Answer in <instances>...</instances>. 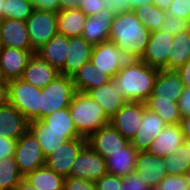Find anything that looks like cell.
<instances>
[{
    "mask_svg": "<svg viewBox=\"0 0 190 190\" xmlns=\"http://www.w3.org/2000/svg\"><path fill=\"white\" fill-rule=\"evenodd\" d=\"M158 70L139 60L120 69L110 81L127 102L145 103L152 94Z\"/></svg>",
    "mask_w": 190,
    "mask_h": 190,
    "instance_id": "obj_1",
    "label": "cell"
},
{
    "mask_svg": "<svg viewBox=\"0 0 190 190\" xmlns=\"http://www.w3.org/2000/svg\"><path fill=\"white\" fill-rule=\"evenodd\" d=\"M150 31L137 19L133 11L115 14L109 35L119 50L128 52L141 60L146 50Z\"/></svg>",
    "mask_w": 190,
    "mask_h": 190,
    "instance_id": "obj_2",
    "label": "cell"
},
{
    "mask_svg": "<svg viewBox=\"0 0 190 190\" xmlns=\"http://www.w3.org/2000/svg\"><path fill=\"white\" fill-rule=\"evenodd\" d=\"M69 112L77 132L85 139L109 123L103 108L86 93L74 95Z\"/></svg>",
    "mask_w": 190,
    "mask_h": 190,
    "instance_id": "obj_3",
    "label": "cell"
},
{
    "mask_svg": "<svg viewBox=\"0 0 190 190\" xmlns=\"http://www.w3.org/2000/svg\"><path fill=\"white\" fill-rule=\"evenodd\" d=\"M77 93L70 76L58 75L41 89L40 120L55 111L68 108Z\"/></svg>",
    "mask_w": 190,
    "mask_h": 190,
    "instance_id": "obj_4",
    "label": "cell"
},
{
    "mask_svg": "<svg viewBox=\"0 0 190 190\" xmlns=\"http://www.w3.org/2000/svg\"><path fill=\"white\" fill-rule=\"evenodd\" d=\"M90 61L101 72L115 77L122 68L133 66L139 59L131 53L119 50L112 41L102 42L92 48Z\"/></svg>",
    "mask_w": 190,
    "mask_h": 190,
    "instance_id": "obj_5",
    "label": "cell"
},
{
    "mask_svg": "<svg viewBox=\"0 0 190 190\" xmlns=\"http://www.w3.org/2000/svg\"><path fill=\"white\" fill-rule=\"evenodd\" d=\"M41 88L23 79L9 81V104L23 114L29 122L40 120Z\"/></svg>",
    "mask_w": 190,
    "mask_h": 190,
    "instance_id": "obj_6",
    "label": "cell"
},
{
    "mask_svg": "<svg viewBox=\"0 0 190 190\" xmlns=\"http://www.w3.org/2000/svg\"><path fill=\"white\" fill-rule=\"evenodd\" d=\"M14 158L23 178L37 168L44 166L45 156L37 138L30 130L16 141Z\"/></svg>",
    "mask_w": 190,
    "mask_h": 190,
    "instance_id": "obj_7",
    "label": "cell"
},
{
    "mask_svg": "<svg viewBox=\"0 0 190 190\" xmlns=\"http://www.w3.org/2000/svg\"><path fill=\"white\" fill-rule=\"evenodd\" d=\"M25 23L35 52L58 33L57 12L54 11L34 9Z\"/></svg>",
    "mask_w": 190,
    "mask_h": 190,
    "instance_id": "obj_8",
    "label": "cell"
},
{
    "mask_svg": "<svg viewBox=\"0 0 190 190\" xmlns=\"http://www.w3.org/2000/svg\"><path fill=\"white\" fill-rule=\"evenodd\" d=\"M107 174L105 159L87 144L76 157L69 176L96 182Z\"/></svg>",
    "mask_w": 190,
    "mask_h": 190,
    "instance_id": "obj_9",
    "label": "cell"
},
{
    "mask_svg": "<svg viewBox=\"0 0 190 190\" xmlns=\"http://www.w3.org/2000/svg\"><path fill=\"white\" fill-rule=\"evenodd\" d=\"M86 145L87 139L85 138L68 140L52 154L45 157L44 165L58 175L67 178L76 157Z\"/></svg>",
    "mask_w": 190,
    "mask_h": 190,
    "instance_id": "obj_10",
    "label": "cell"
},
{
    "mask_svg": "<svg viewBox=\"0 0 190 190\" xmlns=\"http://www.w3.org/2000/svg\"><path fill=\"white\" fill-rule=\"evenodd\" d=\"M146 108V103L126 102L109 120V123L126 140L131 142L142 123L143 113Z\"/></svg>",
    "mask_w": 190,
    "mask_h": 190,
    "instance_id": "obj_11",
    "label": "cell"
},
{
    "mask_svg": "<svg viewBox=\"0 0 190 190\" xmlns=\"http://www.w3.org/2000/svg\"><path fill=\"white\" fill-rule=\"evenodd\" d=\"M173 39L174 36L168 32H151L141 61L159 70L168 71V56Z\"/></svg>",
    "mask_w": 190,
    "mask_h": 190,
    "instance_id": "obj_12",
    "label": "cell"
},
{
    "mask_svg": "<svg viewBox=\"0 0 190 190\" xmlns=\"http://www.w3.org/2000/svg\"><path fill=\"white\" fill-rule=\"evenodd\" d=\"M129 143L110 123L98 129L87 139V144L104 159L109 154L122 151Z\"/></svg>",
    "mask_w": 190,
    "mask_h": 190,
    "instance_id": "obj_13",
    "label": "cell"
},
{
    "mask_svg": "<svg viewBox=\"0 0 190 190\" xmlns=\"http://www.w3.org/2000/svg\"><path fill=\"white\" fill-rule=\"evenodd\" d=\"M0 47L34 51L25 21L16 19L0 20Z\"/></svg>",
    "mask_w": 190,
    "mask_h": 190,
    "instance_id": "obj_14",
    "label": "cell"
},
{
    "mask_svg": "<svg viewBox=\"0 0 190 190\" xmlns=\"http://www.w3.org/2000/svg\"><path fill=\"white\" fill-rule=\"evenodd\" d=\"M114 17L110 9H104L95 16H87L81 36L92 46L109 41Z\"/></svg>",
    "mask_w": 190,
    "mask_h": 190,
    "instance_id": "obj_15",
    "label": "cell"
},
{
    "mask_svg": "<svg viewBox=\"0 0 190 190\" xmlns=\"http://www.w3.org/2000/svg\"><path fill=\"white\" fill-rule=\"evenodd\" d=\"M35 51L0 47V70L4 80L11 81L22 77L28 61Z\"/></svg>",
    "mask_w": 190,
    "mask_h": 190,
    "instance_id": "obj_16",
    "label": "cell"
},
{
    "mask_svg": "<svg viewBox=\"0 0 190 190\" xmlns=\"http://www.w3.org/2000/svg\"><path fill=\"white\" fill-rule=\"evenodd\" d=\"M135 171L152 190H155L159 182L167 175L164 157L155 156L148 151L138 153Z\"/></svg>",
    "mask_w": 190,
    "mask_h": 190,
    "instance_id": "obj_17",
    "label": "cell"
},
{
    "mask_svg": "<svg viewBox=\"0 0 190 190\" xmlns=\"http://www.w3.org/2000/svg\"><path fill=\"white\" fill-rule=\"evenodd\" d=\"M184 88L176 71L158 70L152 94L148 99L178 102Z\"/></svg>",
    "mask_w": 190,
    "mask_h": 190,
    "instance_id": "obj_18",
    "label": "cell"
},
{
    "mask_svg": "<svg viewBox=\"0 0 190 190\" xmlns=\"http://www.w3.org/2000/svg\"><path fill=\"white\" fill-rule=\"evenodd\" d=\"M167 124L155 112L150 111L148 108L144 110L142 123L135 135L131 140V145L138 151H148L151 142L159 135Z\"/></svg>",
    "mask_w": 190,
    "mask_h": 190,
    "instance_id": "obj_19",
    "label": "cell"
},
{
    "mask_svg": "<svg viewBox=\"0 0 190 190\" xmlns=\"http://www.w3.org/2000/svg\"><path fill=\"white\" fill-rule=\"evenodd\" d=\"M29 130L37 138L44 156L52 154L54 151L68 140L82 138L78 132H55L45 130V123L42 120L29 123Z\"/></svg>",
    "mask_w": 190,
    "mask_h": 190,
    "instance_id": "obj_20",
    "label": "cell"
},
{
    "mask_svg": "<svg viewBox=\"0 0 190 190\" xmlns=\"http://www.w3.org/2000/svg\"><path fill=\"white\" fill-rule=\"evenodd\" d=\"M185 142L180 124H168L151 142L148 152L159 157H168L176 154L179 147Z\"/></svg>",
    "mask_w": 190,
    "mask_h": 190,
    "instance_id": "obj_21",
    "label": "cell"
},
{
    "mask_svg": "<svg viewBox=\"0 0 190 190\" xmlns=\"http://www.w3.org/2000/svg\"><path fill=\"white\" fill-rule=\"evenodd\" d=\"M29 121L11 104L0 107V137L18 140L29 130Z\"/></svg>",
    "mask_w": 190,
    "mask_h": 190,
    "instance_id": "obj_22",
    "label": "cell"
},
{
    "mask_svg": "<svg viewBox=\"0 0 190 190\" xmlns=\"http://www.w3.org/2000/svg\"><path fill=\"white\" fill-rule=\"evenodd\" d=\"M93 46L82 36L68 38V51L63 75L72 76L82 65L90 61Z\"/></svg>",
    "mask_w": 190,
    "mask_h": 190,
    "instance_id": "obj_23",
    "label": "cell"
},
{
    "mask_svg": "<svg viewBox=\"0 0 190 190\" xmlns=\"http://www.w3.org/2000/svg\"><path fill=\"white\" fill-rule=\"evenodd\" d=\"M58 75L55 68L43 61L37 54H33L21 79L38 88H44L49 85Z\"/></svg>",
    "mask_w": 190,
    "mask_h": 190,
    "instance_id": "obj_24",
    "label": "cell"
},
{
    "mask_svg": "<svg viewBox=\"0 0 190 190\" xmlns=\"http://www.w3.org/2000/svg\"><path fill=\"white\" fill-rule=\"evenodd\" d=\"M67 51L68 37L57 33L46 44L38 49L35 54L63 75V67Z\"/></svg>",
    "mask_w": 190,
    "mask_h": 190,
    "instance_id": "obj_25",
    "label": "cell"
},
{
    "mask_svg": "<svg viewBox=\"0 0 190 190\" xmlns=\"http://www.w3.org/2000/svg\"><path fill=\"white\" fill-rule=\"evenodd\" d=\"M86 94L103 108L109 120L127 102L112 86L111 81L89 90Z\"/></svg>",
    "mask_w": 190,
    "mask_h": 190,
    "instance_id": "obj_26",
    "label": "cell"
},
{
    "mask_svg": "<svg viewBox=\"0 0 190 190\" xmlns=\"http://www.w3.org/2000/svg\"><path fill=\"white\" fill-rule=\"evenodd\" d=\"M138 153L131 143H129L122 151L109 154L105 158L108 174L125 177L135 171Z\"/></svg>",
    "mask_w": 190,
    "mask_h": 190,
    "instance_id": "obj_27",
    "label": "cell"
},
{
    "mask_svg": "<svg viewBox=\"0 0 190 190\" xmlns=\"http://www.w3.org/2000/svg\"><path fill=\"white\" fill-rule=\"evenodd\" d=\"M76 91L87 93L89 90L101 86L111 80V77L100 69L97 70L91 61L85 63L72 76Z\"/></svg>",
    "mask_w": 190,
    "mask_h": 190,
    "instance_id": "obj_28",
    "label": "cell"
},
{
    "mask_svg": "<svg viewBox=\"0 0 190 190\" xmlns=\"http://www.w3.org/2000/svg\"><path fill=\"white\" fill-rule=\"evenodd\" d=\"M86 18L80 9L58 10L57 31L68 38L81 36Z\"/></svg>",
    "mask_w": 190,
    "mask_h": 190,
    "instance_id": "obj_29",
    "label": "cell"
},
{
    "mask_svg": "<svg viewBox=\"0 0 190 190\" xmlns=\"http://www.w3.org/2000/svg\"><path fill=\"white\" fill-rule=\"evenodd\" d=\"M190 59V28L174 36L168 56V71H176Z\"/></svg>",
    "mask_w": 190,
    "mask_h": 190,
    "instance_id": "obj_30",
    "label": "cell"
},
{
    "mask_svg": "<svg viewBox=\"0 0 190 190\" xmlns=\"http://www.w3.org/2000/svg\"><path fill=\"white\" fill-rule=\"evenodd\" d=\"M37 190H63L65 178L47 166H42L24 177Z\"/></svg>",
    "mask_w": 190,
    "mask_h": 190,
    "instance_id": "obj_31",
    "label": "cell"
},
{
    "mask_svg": "<svg viewBox=\"0 0 190 190\" xmlns=\"http://www.w3.org/2000/svg\"><path fill=\"white\" fill-rule=\"evenodd\" d=\"M133 12L142 25L150 32L160 30L166 17V12L157 8L152 3L144 4L133 10Z\"/></svg>",
    "mask_w": 190,
    "mask_h": 190,
    "instance_id": "obj_32",
    "label": "cell"
},
{
    "mask_svg": "<svg viewBox=\"0 0 190 190\" xmlns=\"http://www.w3.org/2000/svg\"><path fill=\"white\" fill-rule=\"evenodd\" d=\"M146 107L157 113L163 121L168 124H180L182 116L178 107V102L157 101V99H148Z\"/></svg>",
    "mask_w": 190,
    "mask_h": 190,
    "instance_id": "obj_33",
    "label": "cell"
},
{
    "mask_svg": "<svg viewBox=\"0 0 190 190\" xmlns=\"http://www.w3.org/2000/svg\"><path fill=\"white\" fill-rule=\"evenodd\" d=\"M22 178L14 157L0 159V190H14Z\"/></svg>",
    "mask_w": 190,
    "mask_h": 190,
    "instance_id": "obj_34",
    "label": "cell"
},
{
    "mask_svg": "<svg viewBox=\"0 0 190 190\" xmlns=\"http://www.w3.org/2000/svg\"><path fill=\"white\" fill-rule=\"evenodd\" d=\"M42 121L45 123V130H52L55 132H77L69 112V107L53 112L44 117Z\"/></svg>",
    "mask_w": 190,
    "mask_h": 190,
    "instance_id": "obj_35",
    "label": "cell"
},
{
    "mask_svg": "<svg viewBox=\"0 0 190 190\" xmlns=\"http://www.w3.org/2000/svg\"><path fill=\"white\" fill-rule=\"evenodd\" d=\"M34 9L32 0H5V19L26 22Z\"/></svg>",
    "mask_w": 190,
    "mask_h": 190,
    "instance_id": "obj_36",
    "label": "cell"
},
{
    "mask_svg": "<svg viewBox=\"0 0 190 190\" xmlns=\"http://www.w3.org/2000/svg\"><path fill=\"white\" fill-rule=\"evenodd\" d=\"M164 165L167 175H185L190 169L189 161H185L181 155L176 154L164 157Z\"/></svg>",
    "mask_w": 190,
    "mask_h": 190,
    "instance_id": "obj_37",
    "label": "cell"
},
{
    "mask_svg": "<svg viewBox=\"0 0 190 190\" xmlns=\"http://www.w3.org/2000/svg\"><path fill=\"white\" fill-rule=\"evenodd\" d=\"M189 28L190 25L188 20L166 13V17L162 23L160 31L168 32L169 34L175 36L176 34L188 30Z\"/></svg>",
    "mask_w": 190,
    "mask_h": 190,
    "instance_id": "obj_38",
    "label": "cell"
},
{
    "mask_svg": "<svg viewBox=\"0 0 190 190\" xmlns=\"http://www.w3.org/2000/svg\"><path fill=\"white\" fill-rule=\"evenodd\" d=\"M155 190H189L184 175H166Z\"/></svg>",
    "mask_w": 190,
    "mask_h": 190,
    "instance_id": "obj_39",
    "label": "cell"
},
{
    "mask_svg": "<svg viewBox=\"0 0 190 190\" xmlns=\"http://www.w3.org/2000/svg\"><path fill=\"white\" fill-rule=\"evenodd\" d=\"M120 190H152L136 171L122 177Z\"/></svg>",
    "mask_w": 190,
    "mask_h": 190,
    "instance_id": "obj_40",
    "label": "cell"
},
{
    "mask_svg": "<svg viewBox=\"0 0 190 190\" xmlns=\"http://www.w3.org/2000/svg\"><path fill=\"white\" fill-rule=\"evenodd\" d=\"M79 9L87 16H95L98 12L109 9L107 0H79Z\"/></svg>",
    "mask_w": 190,
    "mask_h": 190,
    "instance_id": "obj_41",
    "label": "cell"
},
{
    "mask_svg": "<svg viewBox=\"0 0 190 190\" xmlns=\"http://www.w3.org/2000/svg\"><path fill=\"white\" fill-rule=\"evenodd\" d=\"M165 12L175 17L189 20L190 0H173Z\"/></svg>",
    "mask_w": 190,
    "mask_h": 190,
    "instance_id": "obj_42",
    "label": "cell"
},
{
    "mask_svg": "<svg viewBox=\"0 0 190 190\" xmlns=\"http://www.w3.org/2000/svg\"><path fill=\"white\" fill-rule=\"evenodd\" d=\"M97 190H120L122 177L107 174L95 182Z\"/></svg>",
    "mask_w": 190,
    "mask_h": 190,
    "instance_id": "obj_43",
    "label": "cell"
},
{
    "mask_svg": "<svg viewBox=\"0 0 190 190\" xmlns=\"http://www.w3.org/2000/svg\"><path fill=\"white\" fill-rule=\"evenodd\" d=\"M63 190H97L95 182L67 177L64 181V189Z\"/></svg>",
    "mask_w": 190,
    "mask_h": 190,
    "instance_id": "obj_44",
    "label": "cell"
},
{
    "mask_svg": "<svg viewBox=\"0 0 190 190\" xmlns=\"http://www.w3.org/2000/svg\"><path fill=\"white\" fill-rule=\"evenodd\" d=\"M16 140L0 137V159L14 157Z\"/></svg>",
    "mask_w": 190,
    "mask_h": 190,
    "instance_id": "obj_45",
    "label": "cell"
},
{
    "mask_svg": "<svg viewBox=\"0 0 190 190\" xmlns=\"http://www.w3.org/2000/svg\"><path fill=\"white\" fill-rule=\"evenodd\" d=\"M178 107L182 117L190 115V87H185L178 100Z\"/></svg>",
    "mask_w": 190,
    "mask_h": 190,
    "instance_id": "obj_46",
    "label": "cell"
},
{
    "mask_svg": "<svg viewBox=\"0 0 190 190\" xmlns=\"http://www.w3.org/2000/svg\"><path fill=\"white\" fill-rule=\"evenodd\" d=\"M33 6L38 10H47L58 12L59 1L58 0H32Z\"/></svg>",
    "mask_w": 190,
    "mask_h": 190,
    "instance_id": "obj_47",
    "label": "cell"
},
{
    "mask_svg": "<svg viewBox=\"0 0 190 190\" xmlns=\"http://www.w3.org/2000/svg\"><path fill=\"white\" fill-rule=\"evenodd\" d=\"M109 2V9L118 14L124 11H130V0H107Z\"/></svg>",
    "mask_w": 190,
    "mask_h": 190,
    "instance_id": "obj_48",
    "label": "cell"
},
{
    "mask_svg": "<svg viewBox=\"0 0 190 190\" xmlns=\"http://www.w3.org/2000/svg\"><path fill=\"white\" fill-rule=\"evenodd\" d=\"M184 87H190V59L176 70Z\"/></svg>",
    "mask_w": 190,
    "mask_h": 190,
    "instance_id": "obj_49",
    "label": "cell"
},
{
    "mask_svg": "<svg viewBox=\"0 0 190 190\" xmlns=\"http://www.w3.org/2000/svg\"><path fill=\"white\" fill-rule=\"evenodd\" d=\"M9 103V81H0V107Z\"/></svg>",
    "mask_w": 190,
    "mask_h": 190,
    "instance_id": "obj_50",
    "label": "cell"
},
{
    "mask_svg": "<svg viewBox=\"0 0 190 190\" xmlns=\"http://www.w3.org/2000/svg\"><path fill=\"white\" fill-rule=\"evenodd\" d=\"M185 141H190V115L182 117L180 122Z\"/></svg>",
    "mask_w": 190,
    "mask_h": 190,
    "instance_id": "obj_51",
    "label": "cell"
},
{
    "mask_svg": "<svg viewBox=\"0 0 190 190\" xmlns=\"http://www.w3.org/2000/svg\"><path fill=\"white\" fill-rule=\"evenodd\" d=\"M59 10L79 9V0H58Z\"/></svg>",
    "mask_w": 190,
    "mask_h": 190,
    "instance_id": "obj_52",
    "label": "cell"
},
{
    "mask_svg": "<svg viewBox=\"0 0 190 190\" xmlns=\"http://www.w3.org/2000/svg\"><path fill=\"white\" fill-rule=\"evenodd\" d=\"M176 155H181L185 161H189L190 164V141H185L176 152Z\"/></svg>",
    "mask_w": 190,
    "mask_h": 190,
    "instance_id": "obj_53",
    "label": "cell"
},
{
    "mask_svg": "<svg viewBox=\"0 0 190 190\" xmlns=\"http://www.w3.org/2000/svg\"><path fill=\"white\" fill-rule=\"evenodd\" d=\"M14 190H37L25 178H22Z\"/></svg>",
    "mask_w": 190,
    "mask_h": 190,
    "instance_id": "obj_54",
    "label": "cell"
},
{
    "mask_svg": "<svg viewBox=\"0 0 190 190\" xmlns=\"http://www.w3.org/2000/svg\"><path fill=\"white\" fill-rule=\"evenodd\" d=\"M173 0H152V4L157 8L166 11L168 6L171 5Z\"/></svg>",
    "mask_w": 190,
    "mask_h": 190,
    "instance_id": "obj_55",
    "label": "cell"
},
{
    "mask_svg": "<svg viewBox=\"0 0 190 190\" xmlns=\"http://www.w3.org/2000/svg\"><path fill=\"white\" fill-rule=\"evenodd\" d=\"M152 0H130V10L133 11L144 4H151Z\"/></svg>",
    "mask_w": 190,
    "mask_h": 190,
    "instance_id": "obj_56",
    "label": "cell"
},
{
    "mask_svg": "<svg viewBox=\"0 0 190 190\" xmlns=\"http://www.w3.org/2000/svg\"><path fill=\"white\" fill-rule=\"evenodd\" d=\"M5 19V0H0V20Z\"/></svg>",
    "mask_w": 190,
    "mask_h": 190,
    "instance_id": "obj_57",
    "label": "cell"
},
{
    "mask_svg": "<svg viewBox=\"0 0 190 190\" xmlns=\"http://www.w3.org/2000/svg\"><path fill=\"white\" fill-rule=\"evenodd\" d=\"M184 176H185L186 182L188 183V187L190 190V169L185 173Z\"/></svg>",
    "mask_w": 190,
    "mask_h": 190,
    "instance_id": "obj_58",
    "label": "cell"
},
{
    "mask_svg": "<svg viewBox=\"0 0 190 190\" xmlns=\"http://www.w3.org/2000/svg\"><path fill=\"white\" fill-rule=\"evenodd\" d=\"M3 77H2V74H1V70H0V81H3Z\"/></svg>",
    "mask_w": 190,
    "mask_h": 190,
    "instance_id": "obj_59",
    "label": "cell"
}]
</instances>
